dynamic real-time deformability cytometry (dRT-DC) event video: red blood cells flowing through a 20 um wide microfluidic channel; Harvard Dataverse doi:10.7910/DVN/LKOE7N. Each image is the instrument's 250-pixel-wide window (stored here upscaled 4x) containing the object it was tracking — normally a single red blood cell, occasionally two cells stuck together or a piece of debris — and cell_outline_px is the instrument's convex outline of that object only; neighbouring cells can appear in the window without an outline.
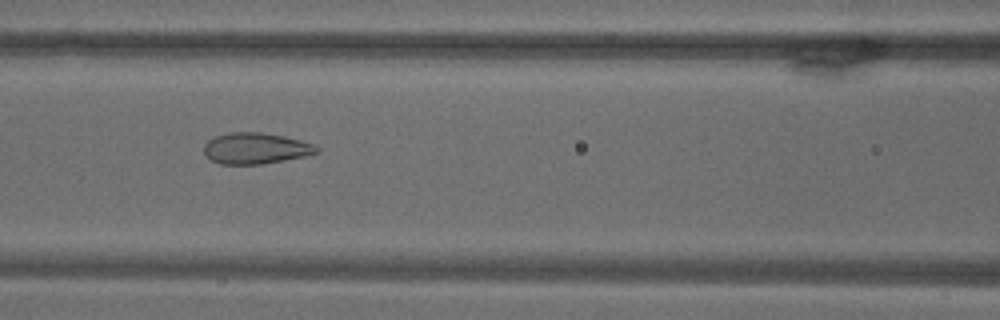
{"species": "common noctule bat (a hibernating species)", "species_latin": "Nyctalus noctula", "temperature_condition": "warm", "stored_images_in_passage": 70, "camera_frame_rate_fps": 3000, "um_per_image_px": 0.085, "animal": {"sex": "male", "body_mass_g": 18.8}, "frame": {"image": 1, "passage_image": 31, "time_ms": 10.0, "image_size_px": [1000, 320], "cell_outline_px": [[320, 152], [304, 156], [284, 160], [260, 164], [220, 164], [212, 160], [204, 152], [204, 144], [208, 140], [216, 136], [228, 132], [260, 132], [284, 136], [316, 144], [320, 148]], "centroid_in_image_um": [21.76, 12.6], "position_along_channel_um": 144.8, "area_um2": 20.46}}
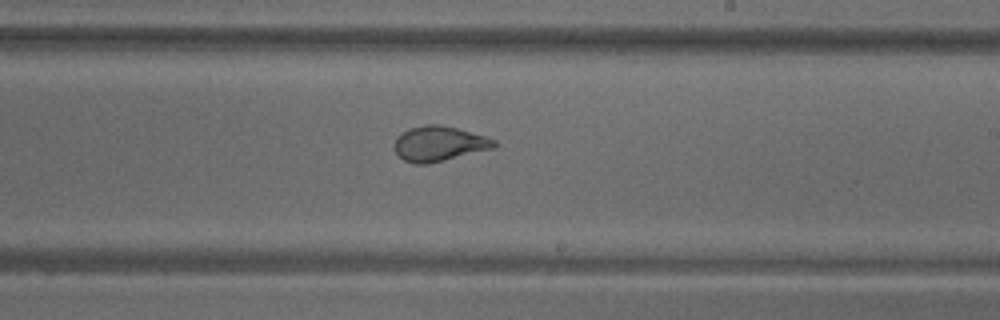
{"frame": {"image": 2, "passage_image": 42, "time_ms": 13.667, "image_size_px": [1000, 320], "cell_outline_px": [[500, 144], [496, 148], [428, 164], [416, 164], [404, 160], [396, 152], [396, 136], [408, 128], [424, 124], [440, 124], [456, 128], [484, 136], [496, 140]], "centroid_in_image_um": [37.36, 12.21], "position_along_channel_um": 251.6, "area_um2": 20.46}}
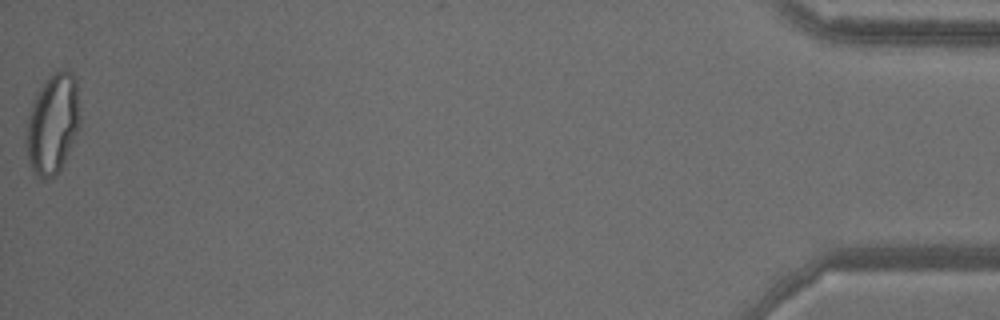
{"frame": {"image": 3, "passage_image": 70, "time_ms": 23.0, "image_size_px": [1000, 320], "cell_outline_px": [[80, 128], [56, 176], [44, 180], [36, 176], [28, 160], [24, 140], [28, 116], [36, 96], [44, 80], [56, 72], [64, 68], [72, 72], [76, 80], [80, 116]], "centroid_in_image_um": [4.47, 10.54], "position_along_channel_um": 430.7, "area_um2": 31.5}}